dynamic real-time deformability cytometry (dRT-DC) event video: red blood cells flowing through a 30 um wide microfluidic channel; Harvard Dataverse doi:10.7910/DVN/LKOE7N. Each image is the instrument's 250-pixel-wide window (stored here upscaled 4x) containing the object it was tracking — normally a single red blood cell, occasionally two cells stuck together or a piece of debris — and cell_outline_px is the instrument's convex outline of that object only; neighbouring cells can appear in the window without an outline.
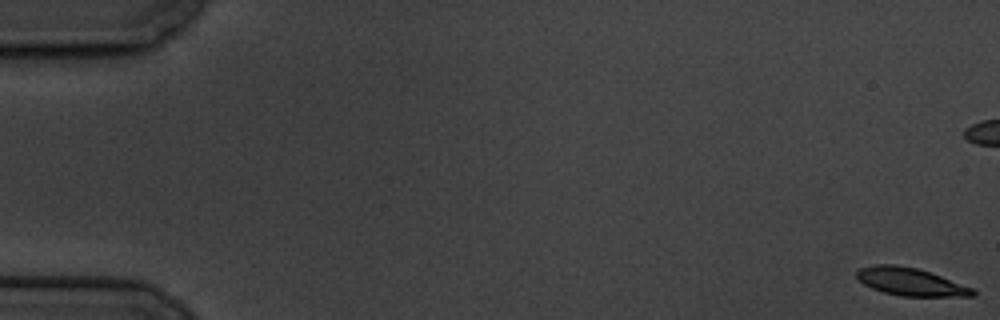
{"species": "common noctule bat (a hibernating species)", "species_latin": "Nyctalus noctula", "temperature_condition": "cold", "stored_images_in_passage": 8, "camera_frame_rate_fps": 3000, "um_per_image_px": 0.085, "animal": {"sex": "male", "body_mass_g": 19.5, "forearm_length_mm": 54.6}, "frame": {"image": 1, "passage_image": 1, "time_ms": 0.0, "image_size_px": [1000, 320], "cell_outline_px": [[976, 296], [900, 296], [884, 292], [872, 288], [856, 280], [856, 272], [860, 268], [876, 264], [896, 264], [916, 268], [976, 288]], "centroid_in_image_um": [77.4, 23.95], "position_along_channel_um": 7.6, "area_um2": 18.84}}
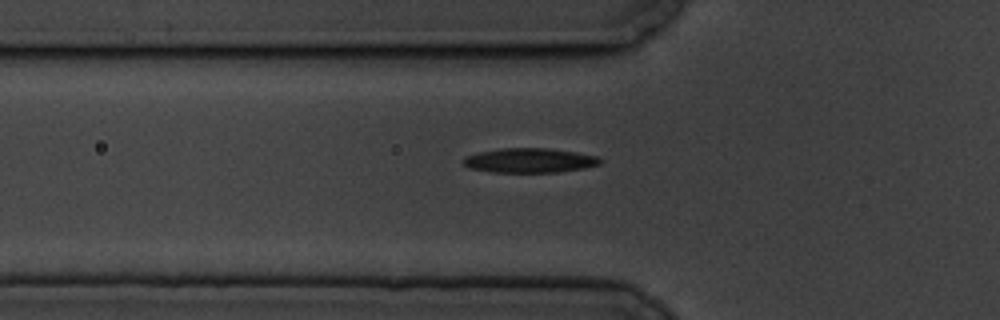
{"frame": {"image": 2, "passage_image": 8, "time_ms": 8.333, "image_size_px": [1000, 320], "cell_outline_px": [[604, 160], [600, 164], [584, 168], [556, 172], [492, 172], [468, 168], [464, 164], [464, 156], [480, 152], [500, 148], [548, 148], [576, 152], [596, 156]], "centroid_in_image_um": [45.02, 13.63], "position_along_channel_um": 80.8, "area_um2": 19.54}}